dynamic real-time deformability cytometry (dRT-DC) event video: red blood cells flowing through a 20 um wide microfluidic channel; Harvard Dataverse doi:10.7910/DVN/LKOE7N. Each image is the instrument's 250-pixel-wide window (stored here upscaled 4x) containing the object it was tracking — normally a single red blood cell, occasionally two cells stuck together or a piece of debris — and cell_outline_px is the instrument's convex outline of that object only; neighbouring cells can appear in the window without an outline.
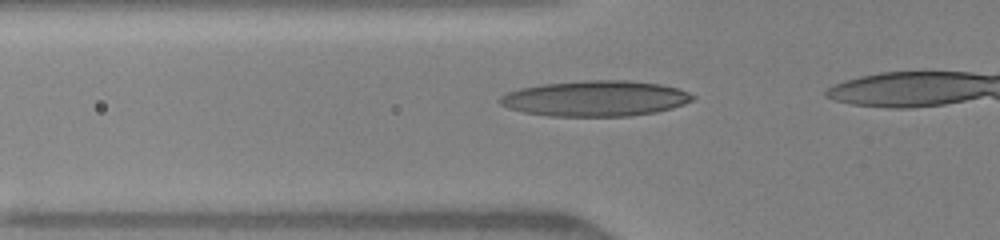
{"species": "human", "species_latin": "Homo sapiens", "temperature_condition": "warm", "stored_images_in_passage": 15, "camera_frame_rate_fps": 3000, "um_per_image_px": 0.085, "donor": {"sex": "female"}, "frame": {"image": 1, "passage_image": 10, "time_ms": 3.333, "image_size_px": [1000, 240], "cell_outline_px": [[696, 96], [692, 100], [684, 104], [672, 108], [656, 112], [628, 116], [548, 116], [524, 112], [508, 108], [500, 104], [496, 100], [500, 96], [508, 92], [520, 88], [544, 84], [584, 80], [628, 80], [660, 84], [676, 88], [688, 92]], "centroid_in_image_um": [50.59, 8.37], "position_along_channel_um": 75.2, "area_um2": 40.06}}
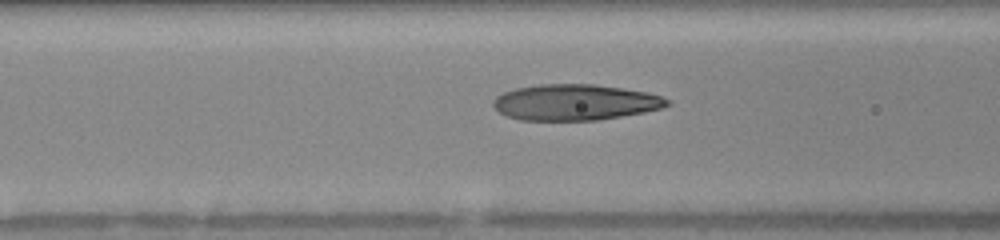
{"frame": {"image": 2, "passage_image": 13, "time_ms": 4.333, "image_size_px": [1000, 240], "cell_outline_px": [[672, 104], [660, 108], [644, 112], [596, 120], [520, 120], [508, 116], [500, 112], [492, 104], [496, 96], [504, 92], [516, 88], [540, 84], [596, 84], [648, 92], [660, 96], [668, 100]], "centroid_in_image_um": [48.88, 8.69], "position_along_channel_um": 117.7, "area_um2": 36.24}}